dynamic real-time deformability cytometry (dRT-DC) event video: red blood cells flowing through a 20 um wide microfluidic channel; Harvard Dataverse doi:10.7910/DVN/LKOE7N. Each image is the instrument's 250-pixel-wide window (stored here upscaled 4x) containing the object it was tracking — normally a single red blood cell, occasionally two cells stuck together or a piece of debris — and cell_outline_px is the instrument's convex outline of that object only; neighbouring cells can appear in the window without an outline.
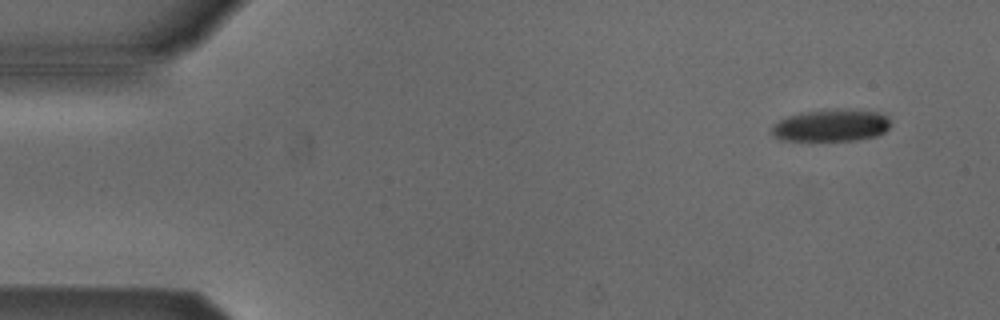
{"species": "Egyptian fruit bat (a non-hibernating species)", "species_latin": "Rousettus aegyptiacus", "temperature_condition": "cold", "stored_images_in_passage": 4, "camera_frame_rate_fps": 3000, "um_per_image_px": 0.085, "animal": {"sex": "male"}, "frame": {"image": 1, "passage_image": 1, "time_ms": 0.0, "image_size_px": [1000, 320], "cell_outline_px": [[888, 128], [884, 132], [876, 136], [856, 140], [784, 140], [772, 136], [772, 124], [788, 116], [800, 112], [836, 108], [880, 112], [888, 116]], "centroid_in_image_um": [70.63, 10.64], "position_along_channel_um": 14.4, "area_um2": 22.31}}